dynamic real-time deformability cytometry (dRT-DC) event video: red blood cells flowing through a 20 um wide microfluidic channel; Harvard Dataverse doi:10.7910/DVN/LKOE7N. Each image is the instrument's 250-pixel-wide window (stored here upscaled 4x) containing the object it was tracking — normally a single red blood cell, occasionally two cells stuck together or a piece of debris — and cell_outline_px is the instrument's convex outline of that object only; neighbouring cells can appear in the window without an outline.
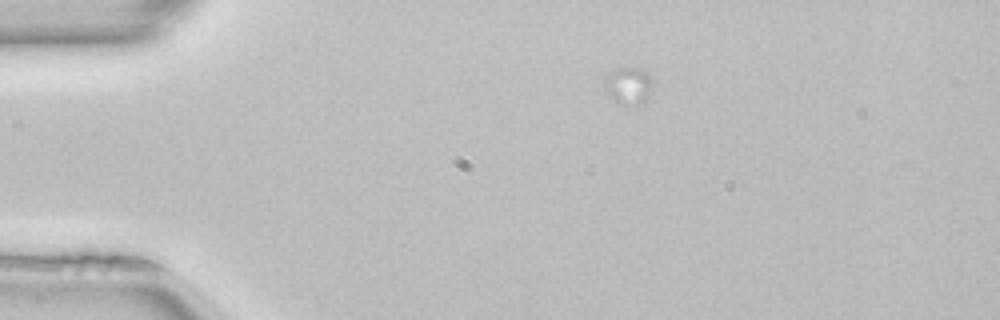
{"species": "common noctule bat (a hibernating species)", "species_latin": "Nyctalus noctula", "temperature_condition": "room temperature", "stored_images_in_passage": 4, "camera_frame_rate_fps": 3000, "um_per_image_px": 0.085, "animal": {"sex": "female", "body_mass_g": 22.7, "forearm_length_mm": 54.2}, "frame": {"image": 1, "passage_image": 1, "time_ms": 0.0, "image_size_px": [1000, 320], "cell_outline_px": [[652, 84], [648, 96], [632, 108], [616, 100], [604, 88], [604, 80], [608, 72], [612, 68], [636, 68], [652, 76]], "centroid_in_image_um": [53.4, 7.25], "position_along_channel_um": 31.6, "area_um2": 10.23}}